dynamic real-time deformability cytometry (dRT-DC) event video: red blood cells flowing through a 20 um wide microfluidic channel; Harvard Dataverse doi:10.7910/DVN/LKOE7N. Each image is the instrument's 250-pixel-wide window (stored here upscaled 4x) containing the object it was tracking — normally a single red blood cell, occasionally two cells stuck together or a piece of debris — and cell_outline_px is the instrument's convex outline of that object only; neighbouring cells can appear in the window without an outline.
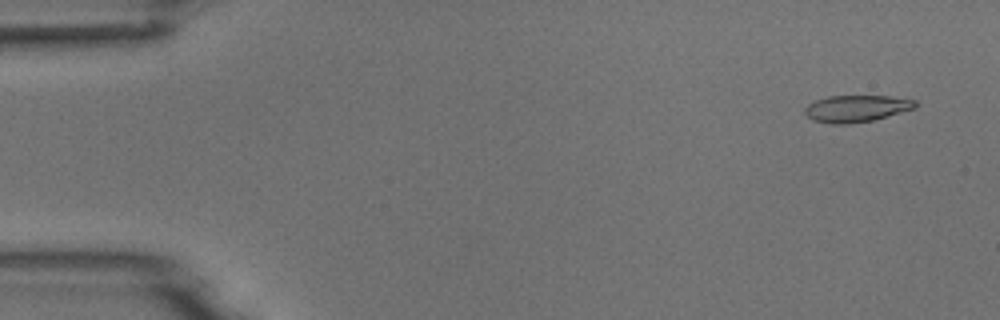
{"species": "common noctule bat (a hibernating species)", "species_latin": "Nyctalus noctula", "temperature_condition": "room temperature", "stored_images_in_passage": 3, "camera_frame_rate_fps": 3000, "um_per_image_px": 0.085, "animal": {"sex": "male", "body_mass_g": 18.8}, "frame": {"image": 1, "passage_image": 1, "time_ms": 0.0, "image_size_px": [1000, 320], "cell_outline_px": [[916, 108], [872, 120], [848, 124], [832, 124], [812, 120], [804, 112], [804, 108], [808, 104], [816, 100], [828, 96], [888, 96], [916, 100]], "centroid_in_image_um": [72.77, 9.22], "position_along_channel_um": 12.2, "area_um2": 17.17}}